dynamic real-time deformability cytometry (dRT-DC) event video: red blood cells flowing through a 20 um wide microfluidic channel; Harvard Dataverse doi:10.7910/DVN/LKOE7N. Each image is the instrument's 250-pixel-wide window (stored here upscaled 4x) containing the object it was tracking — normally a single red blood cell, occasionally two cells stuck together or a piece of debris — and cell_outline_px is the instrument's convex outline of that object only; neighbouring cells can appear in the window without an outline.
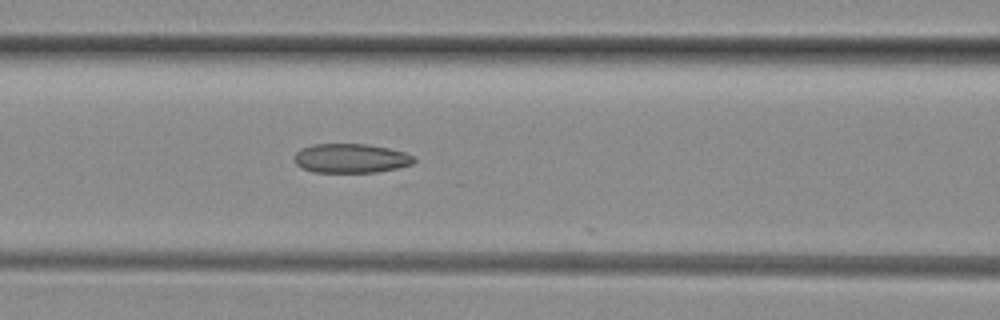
{"species": "common noctule bat (a hibernating species)", "species_latin": "Nyctalus noctula", "temperature_condition": "room temperature", "stored_images_in_passage": 25, "camera_frame_rate_fps": 3000, "um_per_image_px": 0.085, "animal": {"sex": "female", "body_mass_g": 29.2, "forearm_length_mm": 56.3}, "frame": {"image": 1, "passage_image": 21, "time_ms": 6.667, "image_size_px": [1000, 320], "cell_outline_px": [[416, 160], [412, 164], [396, 168], [376, 172], [312, 172], [300, 168], [296, 164], [292, 156], [300, 148], [312, 144], [368, 144], [388, 148], [404, 152], [416, 156]], "centroid_in_image_um": [29.78, 13.45], "position_along_channel_um": 136.8, "area_um2": 20.63}}
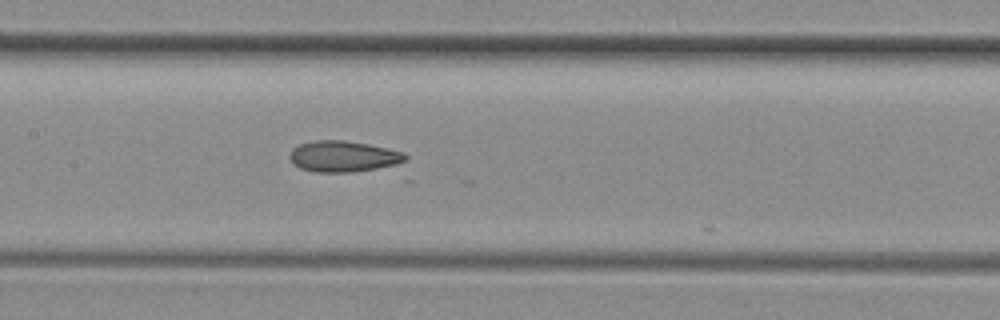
{"frame": {"image": 2, "passage_image": 24, "time_ms": 7.667, "image_size_px": [1000, 320], "cell_outline_px": [[408, 160], [396, 164], [376, 168], [352, 172], [316, 172], [300, 168], [292, 164], [288, 156], [292, 148], [300, 144], [316, 140], [344, 140], [368, 144], [388, 148], [404, 152], [408, 156]], "centroid_in_image_um": [29.17, 13.29], "position_along_channel_um": 178.2, "area_um2": 21.04}}